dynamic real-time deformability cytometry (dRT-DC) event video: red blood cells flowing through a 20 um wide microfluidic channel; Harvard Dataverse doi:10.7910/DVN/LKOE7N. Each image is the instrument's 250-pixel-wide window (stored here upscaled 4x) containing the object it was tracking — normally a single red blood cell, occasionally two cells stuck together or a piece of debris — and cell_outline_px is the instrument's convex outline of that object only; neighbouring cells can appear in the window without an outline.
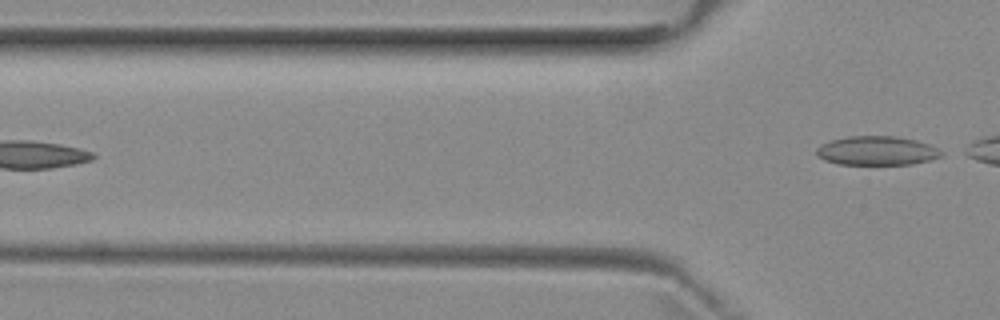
{"species": "common noctule bat (a hibernating species)", "species_latin": "Nyctalus noctula", "temperature_condition": "room temperature", "stored_images_in_passage": 4, "camera_frame_rate_fps": 3000, "um_per_image_px": 0.085, "animal": {"sex": "female", "body_mass_g": 29.2, "forearm_length_mm": 56.3}, "frame": {"image": 1, "passage_image": 4, "time_ms": 4.0, "image_size_px": [1000, 320], "cell_outline_px": [[944, 152], [940, 156], [928, 160], [912, 164], [840, 164], [824, 160], [816, 156], [816, 148], [820, 144], [832, 140], [848, 136], [896, 136], [916, 140], [928, 144]], "centroid_in_image_um": [74.49, 12.8], "position_along_channel_um": 51.3, "area_um2": 21.04}}